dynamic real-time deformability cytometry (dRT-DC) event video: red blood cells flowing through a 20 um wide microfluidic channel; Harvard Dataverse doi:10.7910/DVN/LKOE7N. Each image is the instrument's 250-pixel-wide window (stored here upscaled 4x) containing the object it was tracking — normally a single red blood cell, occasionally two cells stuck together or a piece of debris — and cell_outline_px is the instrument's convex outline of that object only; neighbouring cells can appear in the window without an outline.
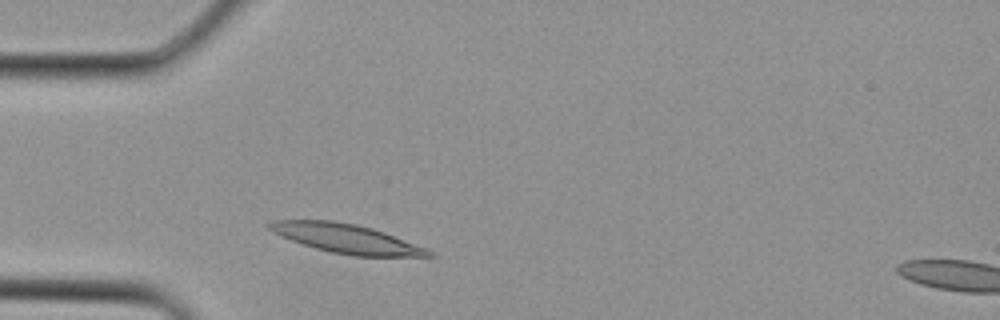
{"species": "Egyptian fruit bat (a non-hibernating species)", "species_latin": "Rousettus aegyptiacus", "temperature_condition": "cold", "stored_images_in_passage": 3, "segment_of_instrument_passage": [1, 2], "camera_frame_rate_fps": 3000, "um_per_image_px": 0.085, "animal": {"sex": "female"}, "frame": {"image": 1, "passage_image": 2, "time_ms": 0.333, "image_size_px": [1000, 320], "cell_outline_px": [[436, 256], [352, 256], [332, 252], [316, 248], [292, 240], [272, 232], [264, 224], [272, 220], [332, 220], [356, 224], [372, 228], [384, 232], [424, 248], [432, 252]], "centroid_in_image_um": [29.37, 20.26], "position_along_channel_um": 55.6, "area_um2": 26.65}}